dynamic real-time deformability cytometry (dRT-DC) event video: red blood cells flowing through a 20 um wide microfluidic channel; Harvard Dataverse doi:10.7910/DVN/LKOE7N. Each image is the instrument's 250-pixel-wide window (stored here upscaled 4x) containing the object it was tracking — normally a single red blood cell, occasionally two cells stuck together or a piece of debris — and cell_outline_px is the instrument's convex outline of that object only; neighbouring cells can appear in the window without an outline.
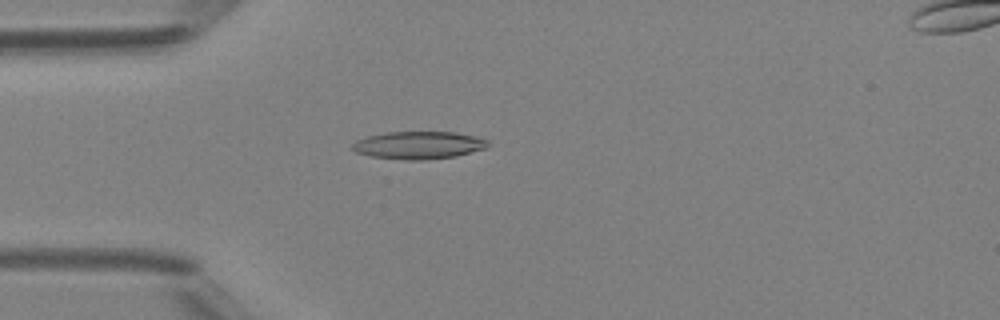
{"species": "Egyptian fruit bat (a non-hibernating species)", "species_latin": "Rousettus aegyptiacus", "temperature_condition": "room temperature", "stored_images_in_passage": 49, "camera_frame_rate_fps": 3000, "um_per_image_px": 0.085, "animal": {"sex": "female"}, "frame": {"image": 1, "passage_image": 14, "time_ms": 4.333, "image_size_px": [1000, 320], "cell_outline_px": [[488, 148], [456, 156], [428, 160], [408, 160], [372, 156], [356, 152], [352, 148], [352, 144], [356, 140], [364, 136], [388, 132], [456, 132], [480, 136], [488, 140]], "centroid_in_image_um": [35.63, 12.33], "position_along_channel_um": 49.4, "area_um2": 22.08}}
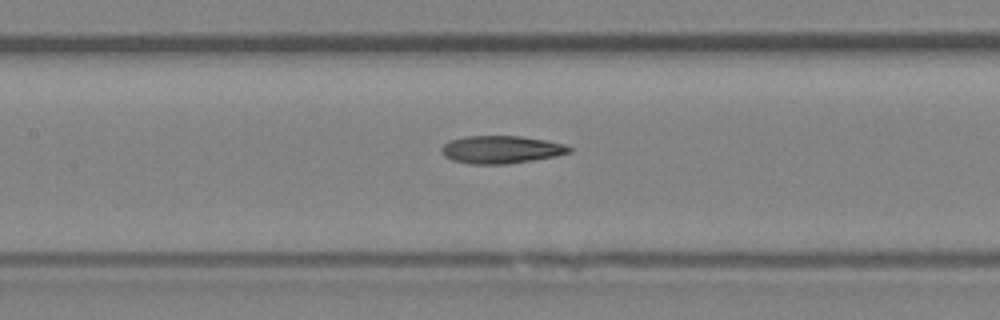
{"frame": {"image": 2, "passage_image": 23, "time_ms": 7.333, "image_size_px": [1000, 320], "cell_outline_px": [[572, 152], [556, 156], [508, 164], [468, 164], [452, 160], [444, 156], [440, 152], [440, 148], [448, 140], [464, 136], [520, 136], [544, 140], [564, 144], [572, 148]], "centroid_in_image_um": [42.55, 12.71], "position_along_channel_um": 164.8, "area_um2": 20.81}}
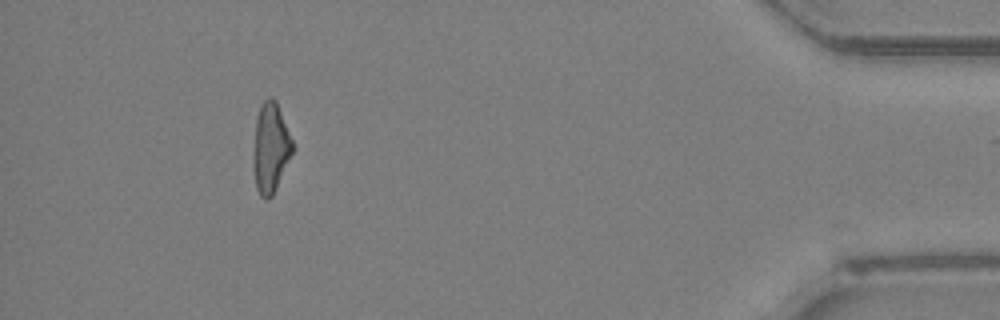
{"frame": {"image": 3, "passage_image": 45, "time_ms": 14.667, "image_size_px": [1000, 320], "cell_outline_px": [[292, 152], [272, 196], [268, 200], [264, 200], [260, 196], [256, 188], [252, 164], [256, 116], [264, 100], [268, 96], [272, 96], [276, 100], [292, 140]], "centroid_in_image_um": [22.96, 12.57], "position_along_channel_um": 412.2, "area_um2": 20.4}, "authors_computed_cell_mechanics": {"area_um2": 20.808, "velocity_mm_per_s": 4.2385, "shape_relaxation_time_tau1_ms": null, "shape_relaxation_time_tau2_ms": 5.0179, "deformation_change_tau1": null, "deformation_change_tau2": 0.1752}}